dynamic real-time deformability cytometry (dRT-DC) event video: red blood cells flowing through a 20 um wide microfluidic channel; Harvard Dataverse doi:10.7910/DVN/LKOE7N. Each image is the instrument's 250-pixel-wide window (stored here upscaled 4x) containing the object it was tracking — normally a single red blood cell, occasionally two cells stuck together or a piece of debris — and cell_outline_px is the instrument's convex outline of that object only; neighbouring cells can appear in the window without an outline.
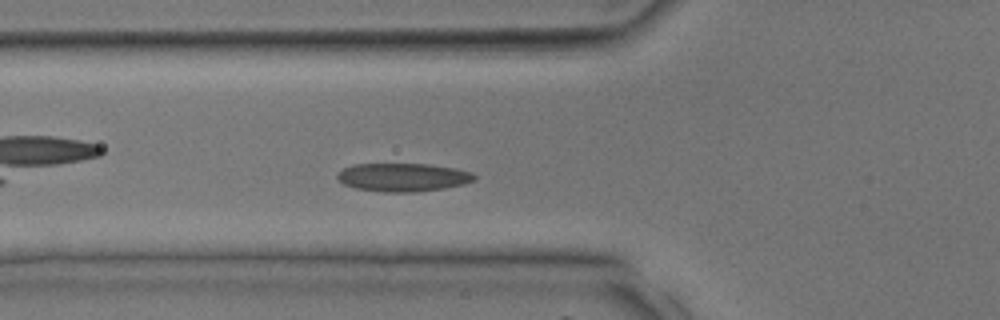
{"species": "common noctule bat (a hibernating species)", "species_latin": "Nyctalus noctula", "temperature_condition": "room temperature", "stored_images_in_passage": 29, "camera_frame_rate_fps": 3000, "um_per_image_px": 0.085, "animal": {"sex": "male", "body_mass_g": 17.9, "forearm_length_mm": 54.2}, "frame": {"image": 1, "passage_image": 5, "time_ms": 1.333, "image_size_px": [1000, 320], "cell_outline_px": [[476, 180], [464, 184], [444, 188], [412, 192], [384, 192], [356, 188], [344, 184], [336, 176], [344, 168], [352, 164], [428, 164], [456, 168], [472, 172], [476, 176]], "centroid_in_image_um": [34.29, 15.06], "position_along_channel_um": 91.5, "area_um2": 22.54}}
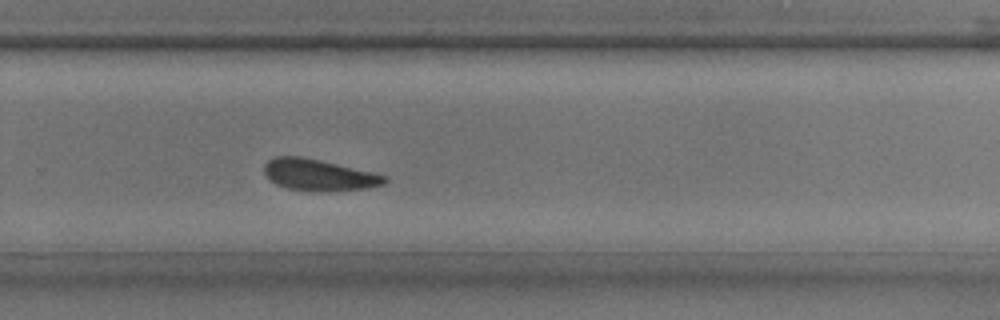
{"frame": {"image": 2, "passage_image": 17, "time_ms": 5.333, "image_size_px": [1000, 320], "cell_outline_px": [[388, 180], [384, 184], [368, 188], [324, 192], [320, 192], [288, 188], [276, 184], [264, 172], [264, 164], [268, 160], [276, 156], [300, 156], [372, 172], [388, 176]], "centroid_in_image_um": [27.12, 14.88], "position_along_channel_um": 302.7, "area_um2": 21.91}}
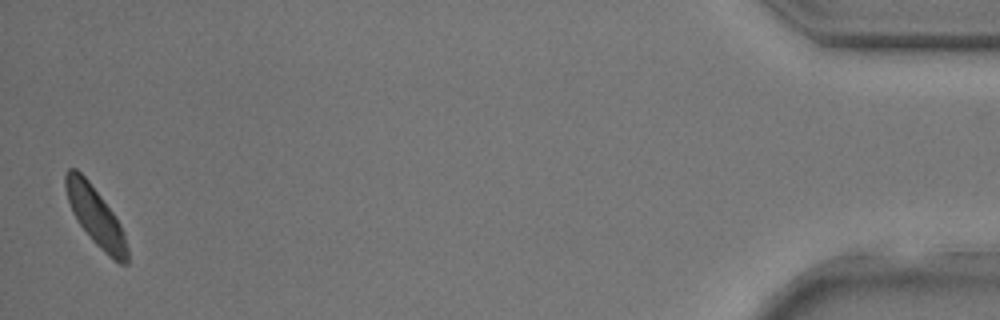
{"frame": {"image": 3, "passage_image": 29, "time_ms": 9.333, "image_size_px": [1000, 320], "cell_outline_px": [[128, 264], [120, 264], [108, 256], [92, 240], [80, 224], [72, 212], [64, 188], [64, 176], [68, 168], [76, 168], [88, 180], [112, 212], [120, 224], [124, 232], [128, 248]], "centroid_in_image_um": [8.12, 18.39], "position_along_channel_um": 427.1, "area_um2": 20.87}}